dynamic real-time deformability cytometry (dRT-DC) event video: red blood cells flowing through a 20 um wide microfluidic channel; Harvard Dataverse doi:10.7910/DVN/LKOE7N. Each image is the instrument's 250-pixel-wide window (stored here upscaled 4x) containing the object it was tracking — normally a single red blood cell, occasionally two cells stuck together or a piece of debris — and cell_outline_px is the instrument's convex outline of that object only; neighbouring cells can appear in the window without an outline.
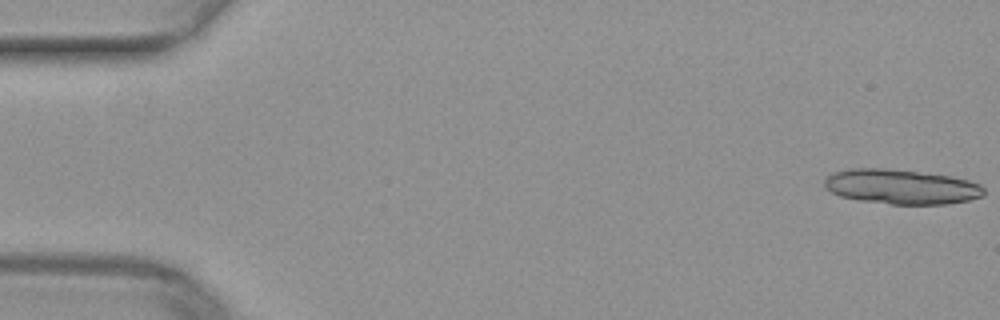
{"species": "common noctule bat (a hibernating species)", "species_latin": "Nyctalus noctula", "temperature_condition": "warm", "stored_images_in_passage": 44, "segment_of_instrument_passage": [1, 2], "camera_frame_rate_fps": 3000, "um_per_image_px": 0.085, "animal": {"sex": "female", "body_mass_g": 29.2, "forearm_length_mm": 56.3}, "frame": {"image": 1, "passage_image": 1, "time_ms": 0.0, "image_size_px": [1000, 320], "cell_outline_px": [[984, 196], [968, 200], [944, 204], [892, 204], [860, 200], [840, 196], [824, 188], [824, 180], [832, 172], [848, 168], [888, 168], [948, 176], [968, 180], [980, 184], [984, 188]], "centroid_in_image_um": [76.57, 15.86], "position_along_channel_um": 8.4, "area_um2": 32.25}}